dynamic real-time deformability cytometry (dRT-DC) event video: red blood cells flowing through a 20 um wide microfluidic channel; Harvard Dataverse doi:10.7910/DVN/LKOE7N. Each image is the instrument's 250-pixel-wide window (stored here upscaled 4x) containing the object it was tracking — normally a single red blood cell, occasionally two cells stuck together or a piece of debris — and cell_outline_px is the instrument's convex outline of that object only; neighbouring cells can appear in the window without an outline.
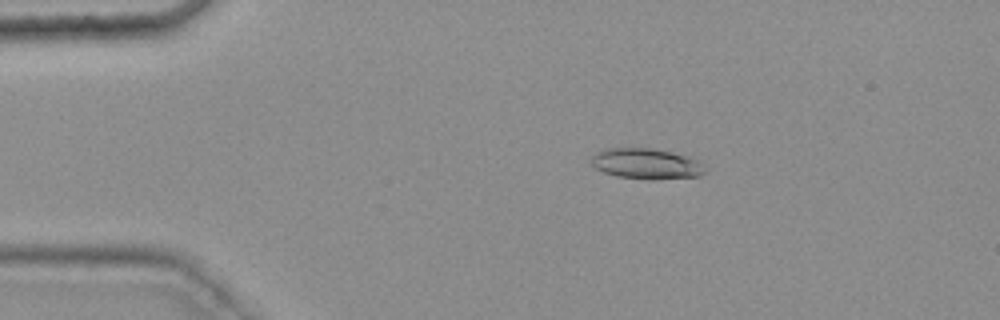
{"species": "common noctule bat (a hibernating species)", "species_latin": "Nyctalus noctula", "temperature_condition": "warm", "stored_images_in_passage": 47, "camera_frame_rate_fps": 3000, "um_per_image_px": 0.085, "animal": {"sex": "female", "body_mass_g": 25.1}, "frame": {"image": 1, "passage_image": 9, "time_ms": 2.667, "image_size_px": [1000, 320], "cell_outline_px": [[708, 168], [700, 176], [616, 176], [604, 172], [596, 168], [588, 160], [596, 152], [604, 148], [652, 148], [672, 152], [688, 156], [696, 160]], "centroid_in_image_um": [54.87, 13.84], "position_along_channel_um": 30.1, "area_um2": 19.31}}
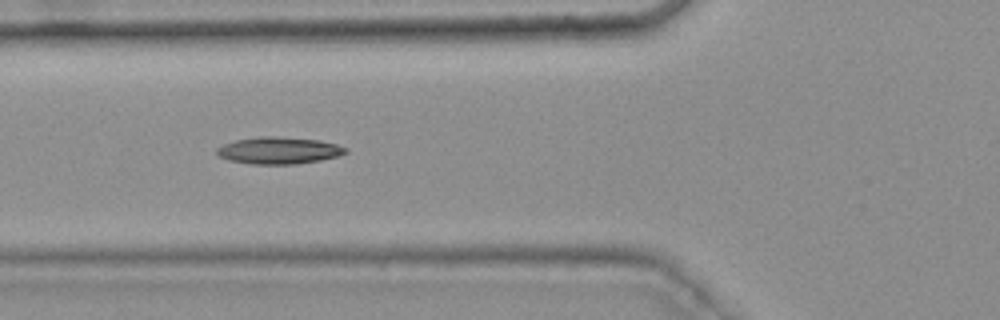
{"frame": {"image": 2, "passage_image": 19, "time_ms": 6.0, "image_size_px": [1000, 320], "cell_outline_px": [[348, 152], [340, 156], [320, 160], [296, 164], [252, 164], [228, 160], [220, 156], [216, 152], [216, 148], [224, 144], [236, 140], [260, 136], [276, 136], [320, 140], [336, 144], [348, 148]], "centroid_in_image_um": [23.73, 12.79], "position_along_channel_um": 102.1, "area_um2": 20.29}}
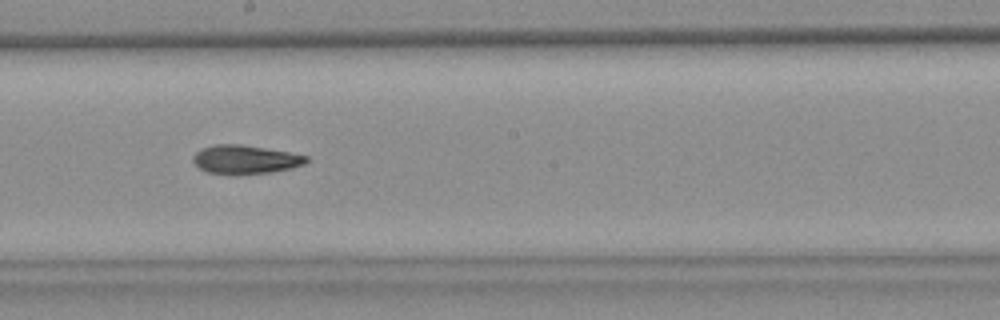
{"frame": {"image": 3, "passage_image": 29, "time_ms": 9.333, "image_size_px": [1000, 320], "cell_outline_px": [[308, 160], [304, 164], [292, 168], [268, 172], [208, 172], [200, 168], [192, 160], [192, 156], [200, 148], [212, 144], [240, 144], [288, 152], [308, 156]], "centroid_in_image_um": [20.83, 13.51], "position_along_channel_um": 227.4, "area_um2": 18.26}, "authors_computed_cell_mechanics": {"area_um2": 19.1318, "velocity_mm_per_s": 3.7552, "shape_relaxation_time_tau1_ms": null, "shape_relaxation_time_tau2_ms": 3.2476, "deformation_change_tau1": null, "deformation_change_tau2": 0.1086}}